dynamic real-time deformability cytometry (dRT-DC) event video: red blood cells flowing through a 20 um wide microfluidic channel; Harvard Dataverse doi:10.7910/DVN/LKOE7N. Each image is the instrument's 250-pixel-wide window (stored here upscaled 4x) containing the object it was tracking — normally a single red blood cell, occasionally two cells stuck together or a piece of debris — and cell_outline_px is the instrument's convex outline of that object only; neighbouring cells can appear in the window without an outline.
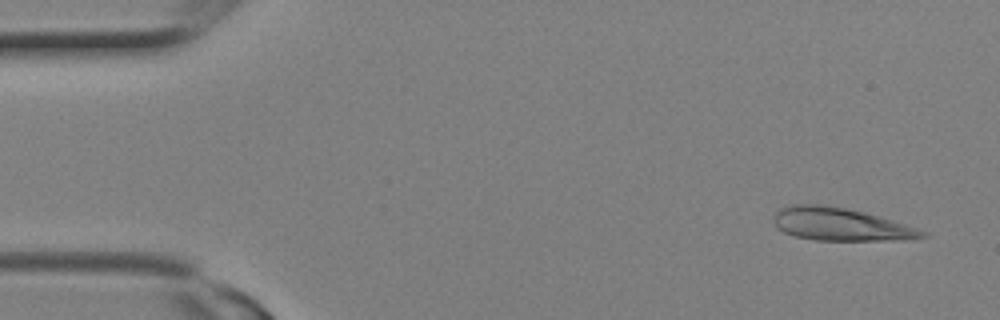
{"species": "Egyptian fruit bat (a non-hibernating species)", "species_latin": "Rousettus aegyptiacus", "temperature_condition": "room temperature", "stored_images_in_passage": 5, "camera_frame_rate_fps": 3000, "um_per_image_px": 0.085, "animal": {"sex": "female"}, "frame": {"image": 1, "passage_image": 1, "time_ms": 0.0, "image_size_px": [1000, 320], "cell_outline_px": [[928, 236], [908, 240], [816, 240], [796, 236], [784, 232], [776, 228], [776, 212], [780, 208], [788, 204], [824, 204], [864, 212], [880, 216], [928, 232]], "centroid_in_image_um": [71.47, 19.06], "position_along_channel_um": 13.5, "area_um2": 28.32}}